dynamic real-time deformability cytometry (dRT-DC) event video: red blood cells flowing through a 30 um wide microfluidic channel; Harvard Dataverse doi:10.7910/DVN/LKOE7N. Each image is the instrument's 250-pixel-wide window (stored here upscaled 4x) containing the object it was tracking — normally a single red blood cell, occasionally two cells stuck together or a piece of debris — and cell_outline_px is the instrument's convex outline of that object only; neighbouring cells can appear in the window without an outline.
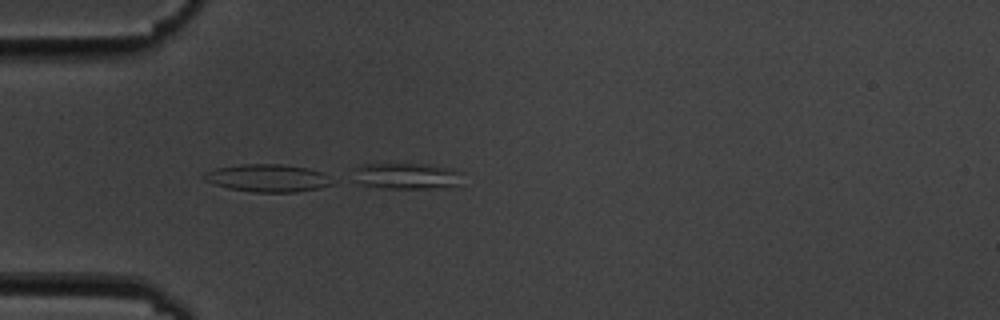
{"species": "common noctule bat (a hibernating species)", "species_latin": "Nyctalus noctula", "temperature_condition": "cold", "stored_images_in_passage": 10, "camera_frame_rate_fps": 3000, "um_per_image_px": 0.085, "animal": {"sex": "male", "body_mass_g": 19.5, "forearm_length_mm": 54.6}, "frame": {"image": 1, "passage_image": 4, "time_ms": 3.333, "image_size_px": [1000, 320], "cell_outline_px": [[464, 172], [460, 184], [432, 188], [384, 188], [360, 184], [352, 180], [352, 168], [364, 164], [428, 164], [456, 168]], "centroid_in_image_um": [34.55, 14.94], "position_along_channel_um": 50.4, "area_um2": 17.11}}
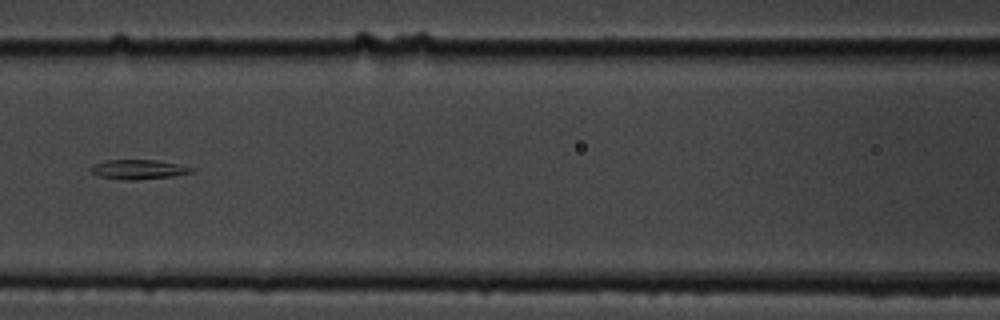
{"frame": {"image": 2, "passage_image": 7, "time_ms": 6.667, "image_size_px": [1000, 320], "cell_outline_px": [[196, 172], [172, 176], [136, 180], [124, 180], [100, 176], [92, 172], [88, 168], [92, 164], [104, 160], [156, 160], [180, 164], [196, 168]], "centroid_in_image_um": [11.8, 14.39], "position_along_channel_um": 154.8, "area_um2": 11.68}}
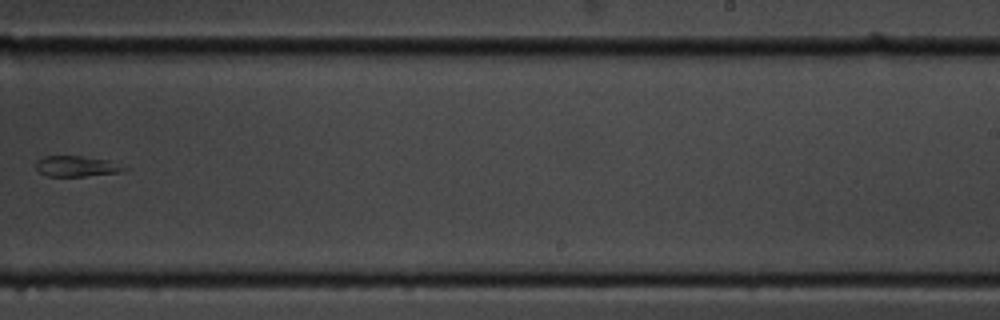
{"frame": {"image": 3, "passage_image": 10, "time_ms": 10.333, "image_size_px": [1000, 320], "cell_outline_px": [[128, 168], [120, 172], [84, 176], [48, 176], [40, 172], [36, 168], [36, 160], [44, 156], [80, 156], [108, 160]], "centroid_in_image_um": [6.47, 14.13], "position_along_channel_um": 282.5, "area_um2": 10.46}}